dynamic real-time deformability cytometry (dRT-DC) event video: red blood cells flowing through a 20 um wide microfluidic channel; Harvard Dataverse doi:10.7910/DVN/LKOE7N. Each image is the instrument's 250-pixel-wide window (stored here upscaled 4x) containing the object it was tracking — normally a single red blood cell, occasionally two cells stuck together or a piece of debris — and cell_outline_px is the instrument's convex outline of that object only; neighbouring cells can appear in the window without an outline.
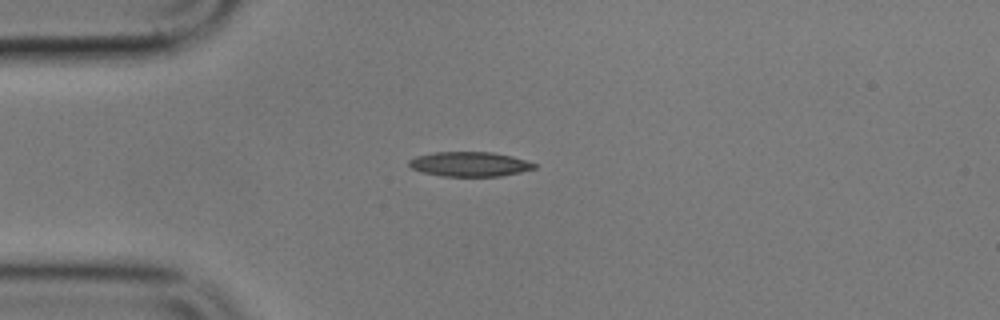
{"species": "common noctule bat (a hibernating species)", "species_latin": "Nyctalus noctula", "temperature_condition": "cold", "stored_images_in_passage": 2, "camera_frame_rate_fps": 3000, "um_per_image_px": 0.085, "animal": {"sex": "male", "body_mass_g": 17.9}, "frame": {"image": 1, "passage_image": 1, "time_ms": 0.0, "image_size_px": [1000, 320], "cell_outline_px": [[536, 168], [520, 172], [500, 176], [444, 176], [424, 172], [412, 168], [408, 164], [408, 160], [416, 156], [432, 152], [492, 152], [512, 156], [536, 164]], "centroid_in_image_um": [39.91, 13.94], "position_along_channel_um": 45.1, "area_um2": 17.86}}